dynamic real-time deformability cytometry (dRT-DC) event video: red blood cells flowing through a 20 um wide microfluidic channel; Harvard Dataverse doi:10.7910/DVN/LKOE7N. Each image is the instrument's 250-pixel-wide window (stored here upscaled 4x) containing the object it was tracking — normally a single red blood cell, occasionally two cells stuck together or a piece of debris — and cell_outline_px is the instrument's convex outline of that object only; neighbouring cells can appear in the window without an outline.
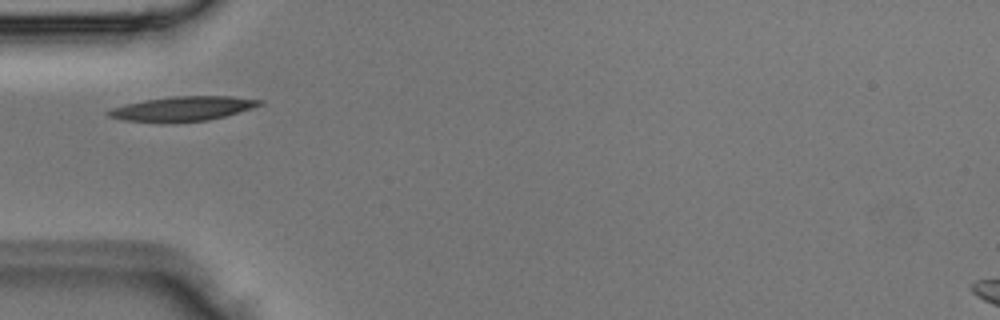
{"species": "Egyptian fruit bat (a non-hibernating species)", "species_latin": "Rousettus aegyptiacus", "temperature_condition": "room temperature", "stored_images_in_passage": 1, "camera_frame_rate_fps": 3000, "um_per_image_px": 0.085, "animal": {"sex": "male"}, "frame": {"image": 1, "passage_image": 1, "time_ms": 0.0, "image_size_px": [1000, 320], "cell_outline_px": [[264, 104], [252, 108], [224, 116], [208, 120], [172, 124], [160, 124], [120, 120], [108, 116], [104, 112], [112, 108], [124, 104], [144, 100], [172, 96], [232, 96], [264, 100]], "centroid_in_image_um": [15.46, 9.26], "position_along_channel_um": 69.5, "area_um2": 22.37}}